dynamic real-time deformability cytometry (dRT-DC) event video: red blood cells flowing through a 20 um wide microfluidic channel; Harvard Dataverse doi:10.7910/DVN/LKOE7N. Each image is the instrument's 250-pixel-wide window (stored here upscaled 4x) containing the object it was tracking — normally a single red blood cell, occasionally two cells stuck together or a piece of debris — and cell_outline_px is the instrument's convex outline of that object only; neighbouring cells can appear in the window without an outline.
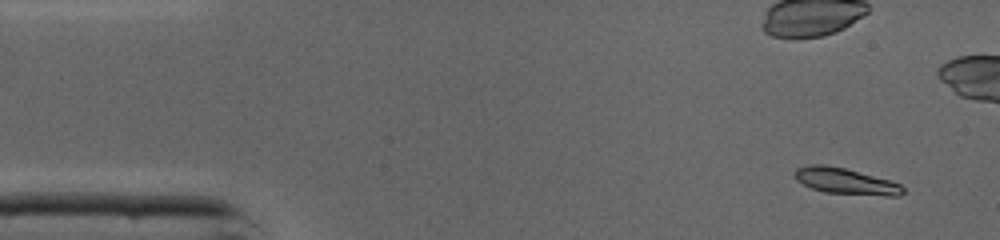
{"species": "common noctule bat (a hibernating species)", "species_latin": "Nyctalus noctula", "temperature_condition": "cold", "stored_images_in_passage": 12, "camera_frame_rate_fps": 3000, "um_per_image_px": 0.085, "animal": {"sex": "male", "body_mass_g": 19.0, "forearm_length_mm": 50.8}, "frame": {"image": 1, "passage_image": 3, "time_ms": 0.667, "image_size_px": [1000, 240], "cell_outline_px": [[904, 192], [900, 196], [884, 196], [824, 192], [812, 188], [796, 180], [792, 176], [792, 172], [796, 168], [808, 164], [824, 164], [844, 168], [888, 180], [900, 184], [904, 188]], "centroid_in_image_um": [71.82, 15.4], "position_along_channel_um": 13.2, "area_um2": 16.53}}